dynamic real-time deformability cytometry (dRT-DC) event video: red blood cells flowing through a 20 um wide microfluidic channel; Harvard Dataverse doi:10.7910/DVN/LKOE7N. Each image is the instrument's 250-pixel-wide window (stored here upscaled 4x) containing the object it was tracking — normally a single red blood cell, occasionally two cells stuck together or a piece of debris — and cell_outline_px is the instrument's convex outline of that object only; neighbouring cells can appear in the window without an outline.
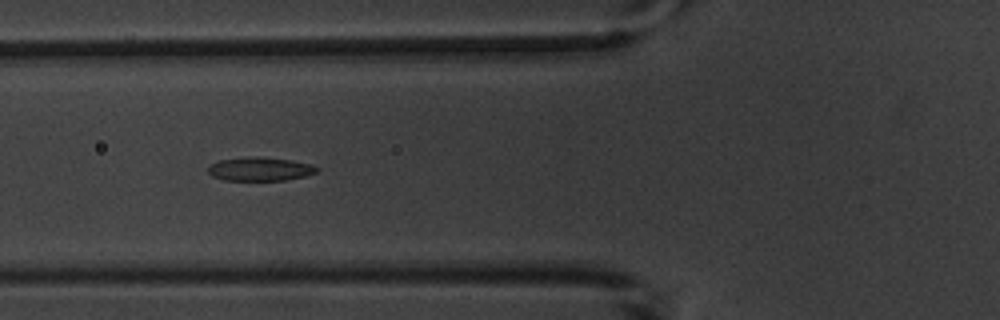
{"species": "common noctule bat (a hibernating species)", "species_latin": "Nyctalus noctula", "temperature_condition": "warm", "stored_images_in_passage": 11, "camera_frame_rate_fps": 3000, "um_per_image_px": 0.085, "animal": {"sex": "male", "body_mass_g": 20.1, "forearm_length_mm": 53.5}, "frame": {"image": 1, "passage_image": 4, "time_ms": 5.0, "image_size_px": [1000, 320], "cell_outline_px": [[320, 168], [316, 172], [304, 176], [284, 180], [224, 180], [212, 176], [208, 172], [208, 168], [212, 164], [220, 160], [244, 156], [260, 156], [292, 160], [312, 164]], "centroid_in_image_um": [22.11, 14.35], "position_along_channel_um": 103.7, "area_um2": 15.09}}
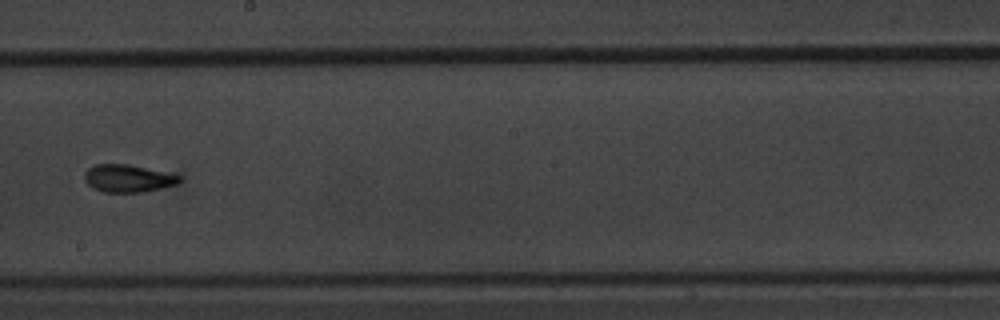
{"frame": {"image": 2, "passage_image": 7, "time_ms": 8.667, "image_size_px": [1000, 320], "cell_outline_px": [[180, 184], [144, 192], [104, 192], [92, 188], [84, 180], [84, 172], [88, 168], [96, 164], [128, 164], [180, 176]], "centroid_in_image_um": [10.85, 15.17], "position_along_channel_um": 237.4, "area_um2": 15.2}}
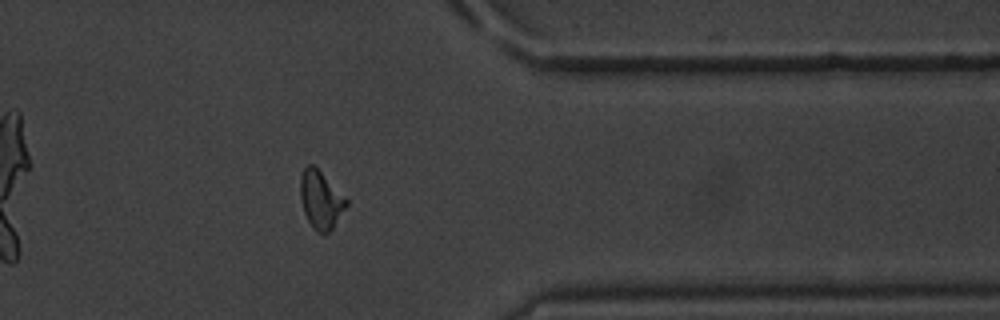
{"frame": {"image": 3, "passage_image": 11, "time_ms": 13.0, "image_size_px": [1000, 320], "cell_outline_px": [[348, 204], [332, 228], [324, 236], [316, 232], [312, 228], [304, 212], [300, 200], [300, 176], [304, 168], [308, 164], [312, 164], [348, 200]], "centroid_in_image_um": [27.24, 17.02], "position_along_channel_um": 384.2, "area_um2": 15.37}, "authors_computed_cell_mechanics": {"area_um2": 15.2014, "velocity_mm_per_s": 3.6305, "shape_relaxation_time_tau1_ms": 3.1285, "shape_relaxation_time_tau2_ms": 2.129, "deformation_change_tau1": 0.104, "deformation_change_tau2": 0.0805}}